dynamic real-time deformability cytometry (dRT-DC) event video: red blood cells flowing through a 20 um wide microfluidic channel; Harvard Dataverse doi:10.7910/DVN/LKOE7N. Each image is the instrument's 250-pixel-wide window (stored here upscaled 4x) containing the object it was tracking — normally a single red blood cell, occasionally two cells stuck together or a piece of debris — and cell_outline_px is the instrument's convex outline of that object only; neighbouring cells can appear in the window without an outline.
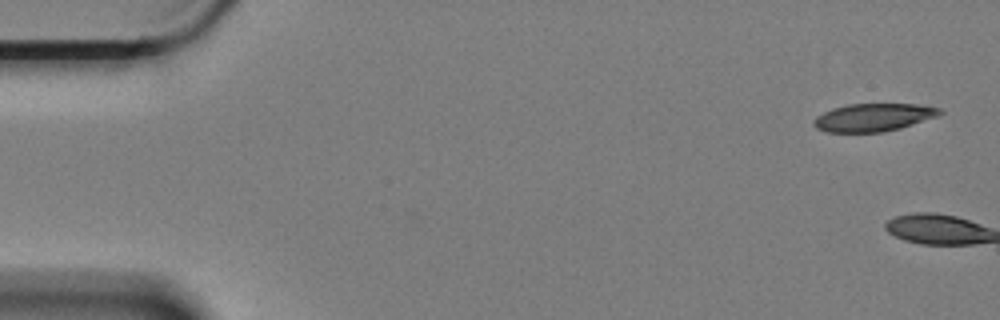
{"species": "Egyptian fruit bat (a non-hibernating species)", "species_latin": "Rousettus aegyptiacus", "temperature_condition": "cold", "stored_images_in_passage": 6, "camera_frame_rate_fps": 3000, "um_per_image_px": 0.085, "animal": {"sex": "female"}, "frame": {"image": 1, "passage_image": 1, "time_ms": 0.0, "image_size_px": [1000, 320], "cell_outline_px": [[944, 112], [936, 116], [900, 128], [884, 132], [824, 132], [816, 128], [812, 124], [812, 120], [816, 116], [832, 108], [848, 104], [916, 104], [940, 108]], "centroid_in_image_um": [74.18, 9.98], "position_along_channel_um": 10.8, "area_um2": 20.46}}